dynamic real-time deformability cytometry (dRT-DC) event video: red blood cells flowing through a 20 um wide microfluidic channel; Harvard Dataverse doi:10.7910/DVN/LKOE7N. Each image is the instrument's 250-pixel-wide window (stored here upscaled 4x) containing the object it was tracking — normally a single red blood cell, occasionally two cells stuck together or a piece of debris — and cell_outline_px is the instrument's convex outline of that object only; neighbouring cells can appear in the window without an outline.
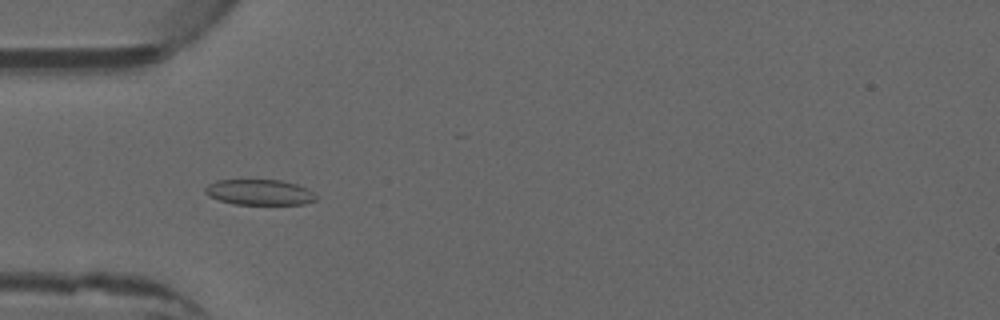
{"species": "common noctule bat (a hibernating species)", "species_latin": "Nyctalus noctula", "temperature_condition": "warm", "stored_images_in_passage": 7, "camera_frame_rate_fps": 3000, "um_per_image_px": 0.085, "animal": {"sex": "male", "forearm_length_mm": 52.5}, "frame": {"image": 1, "passage_image": 4, "time_ms": 1.0, "image_size_px": [1000, 320], "cell_outline_px": [[316, 200], [304, 204], [232, 204], [208, 196], [204, 192], [204, 188], [208, 184], [216, 180], [280, 180], [296, 184], [308, 188], [316, 196]], "centroid_in_image_um": [22.03, 16.34], "position_along_channel_um": 63.0, "area_um2": 16.53}}
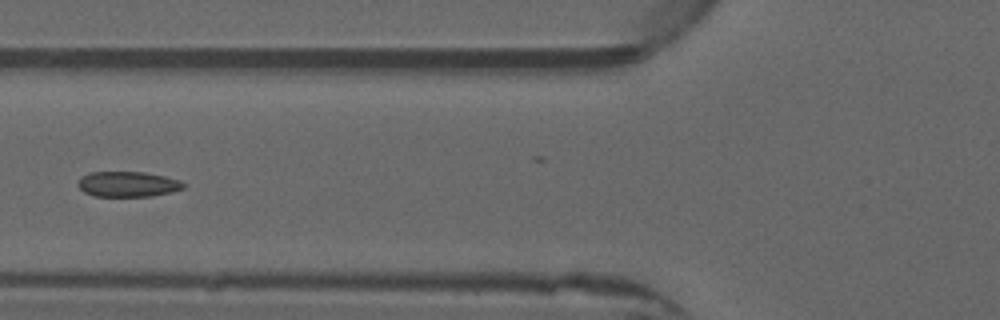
{"frame": {"image": 2, "passage_image": 5, "time_ms": 1.333, "image_size_px": [1000, 320], "cell_outline_px": [[184, 188], [172, 192], [152, 196], [92, 196], [84, 192], [76, 184], [80, 176], [92, 172], [144, 172], [164, 176], [180, 180], [184, 184]], "centroid_in_image_um": [10.83, 15.65], "position_along_channel_um": 115.0, "area_um2": 15.66}}
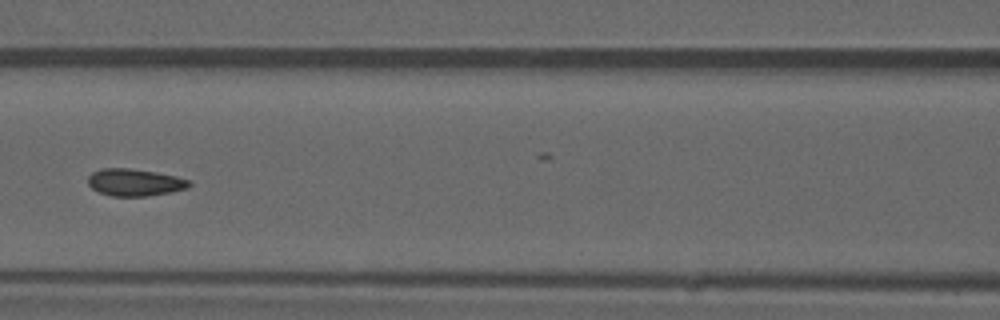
{"frame": {"image": 3, "passage_image": 6, "time_ms": 1.667, "image_size_px": [1000, 320], "cell_outline_px": [[192, 184], [188, 188], [148, 196], [112, 196], [100, 192], [92, 188], [88, 184], [88, 176], [92, 172], [100, 168], [128, 168], [156, 172], [176, 176], [188, 180]], "centroid_in_image_um": [11.43, 15.49], "position_along_channel_um": 155.2, "area_um2": 15.95}}